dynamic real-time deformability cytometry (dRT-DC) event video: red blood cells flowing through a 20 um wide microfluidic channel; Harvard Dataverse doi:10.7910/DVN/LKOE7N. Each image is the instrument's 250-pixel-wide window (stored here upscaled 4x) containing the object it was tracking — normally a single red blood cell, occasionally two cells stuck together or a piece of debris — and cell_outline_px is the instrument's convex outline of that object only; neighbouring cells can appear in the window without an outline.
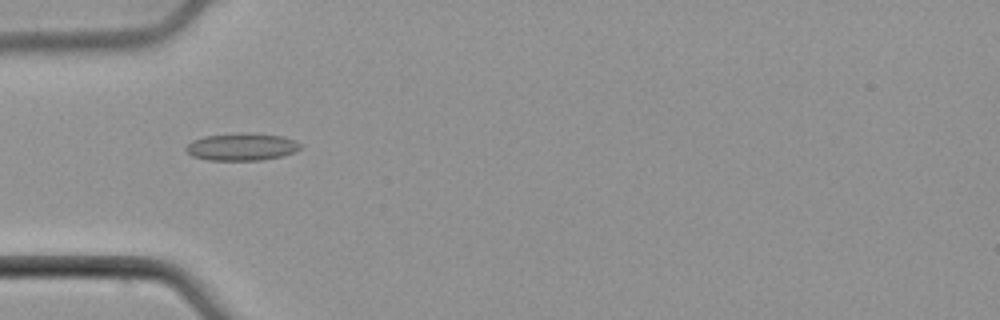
{"species": "common noctule bat (a hibernating species)", "species_latin": "Nyctalus noctula", "temperature_condition": "cold", "stored_images_in_passage": 53, "camera_frame_rate_fps": 3000, "um_per_image_px": 0.085, "animal": {"sex": "male", "body_mass_g": 21.5, "forearm_length_mm": 52.0}, "frame": {"image": 1, "passage_image": 17, "time_ms": 5.333, "image_size_px": [1000, 320], "cell_outline_px": [[300, 148], [296, 152], [280, 156], [260, 160], [208, 160], [192, 156], [184, 148], [192, 140], [204, 136], [236, 132], [244, 132], [284, 136], [296, 140], [300, 144]], "centroid_in_image_um": [20.54, 12.46], "position_along_channel_um": 64.5, "area_um2": 18.44}}
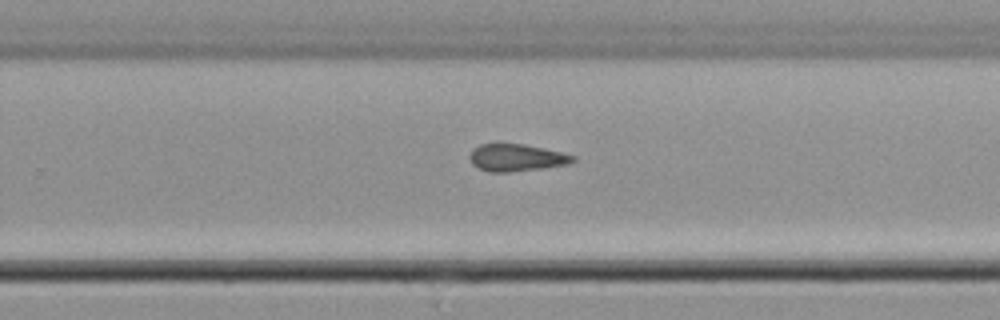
{"frame": {"image": 2, "passage_image": 34, "time_ms": 11.0, "image_size_px": [1000, 320], "cell_outline_px": [[576, 160], [568, 164], [544, 168], [508, 172], [488, 172], [472, 164], [468, 156], [472, 148], [480, 144], [496, 140], [524, 144], [544, 148], [576, 156]], "centroid_in_image_um": [43.83, 13.35], "position_along_channel_um": 286.0, "area_um2": 17.05}}
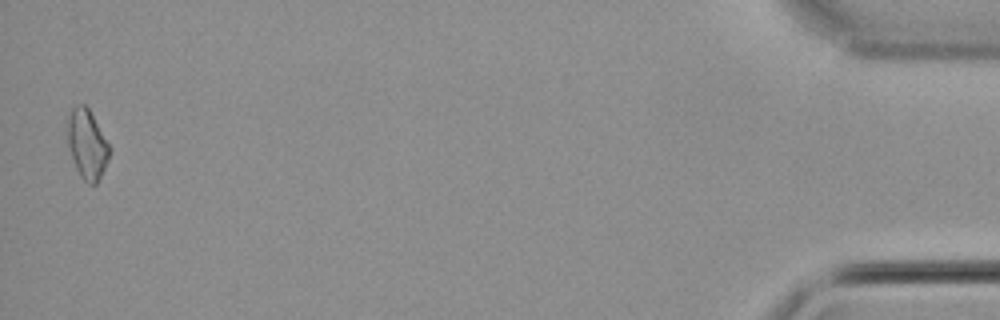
{"frame": {"image": 3, "passage_image": 52, "time_ms": 17.0, "image_size_px": [1000, 320], "cell_outline_px": [[108, 156], [104, 168], [96, 184], [88, 184], [80, 176], [76, 168], [68, 144], [68, 116], [72, 108], [76, 104], [84, 104], [88, 108], [108, 144]], "centroid_in_image_um": [7.37, 12.25], "position_along_channel_um": 427.8, "area_um2": 16.3}}